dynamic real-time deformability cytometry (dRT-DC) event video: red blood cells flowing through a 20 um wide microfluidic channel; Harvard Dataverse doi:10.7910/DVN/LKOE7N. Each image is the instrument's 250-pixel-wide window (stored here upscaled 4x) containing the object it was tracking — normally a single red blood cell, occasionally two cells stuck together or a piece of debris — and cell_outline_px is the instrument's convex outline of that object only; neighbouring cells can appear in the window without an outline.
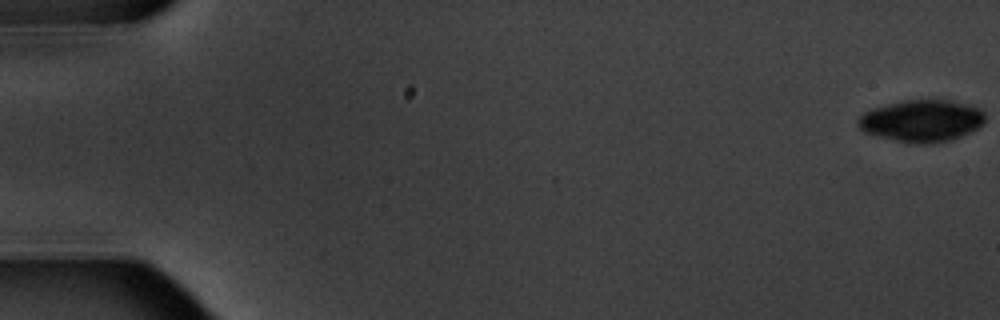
{"species": "common noctule bat (a hibernating species)", "species_latin": "Nyctalus noctula", "temperature_condition": "warm", "stored_images_in_passage": 9, "camera_frame_rate_fps": 3000, "um_per_image_px": 0.085, "animal": {"sex": "male", "body_mass_g": 20.1, "forearm_length_mm": 53.5}, "frame": {"image": 1, "passage_image": 1, "time_ms": 0.0, "image_size_px": [1000, 320], "cell_outline_px": [[984, 120], [976, 128], [952, 140], [932, 144], [912, 144], [864, 132], [860, 128], [856, 120], [864, 112], [872, 108], [904, 100], [952, 100], [976, 108], [984, 112]], "centroid_in_image_um": [78.3, 10.27], "position_along_channel_um": 6.7, "area_um2": 30.75}}